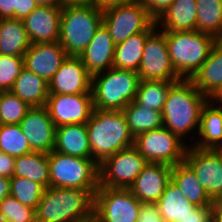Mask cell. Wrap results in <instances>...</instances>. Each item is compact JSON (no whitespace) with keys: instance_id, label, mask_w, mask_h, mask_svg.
Instances as JSON below:
<instances>
[{"instance_id":"6da1fadb","label":"cell","mask_w":222,"mask_h":222,"mask_svg":"<svg viewBox=\"0 0 222 222\" xmlns=\"http://www.w3.org/2000/svg\"><path fill=\"white\" fill-rule=\"evenodd\" d=\"M208 98L189 79L175 82L169 89L162 111L163 126L185 142L188 134H198L202 107ZM194 129V130H193Z\"/></svg>"},{"instance_id":"7a4b0ae2","label":"cell","mask_w":222,"mask_h":222,"mask_svg":"<svg viewBox=\"0 0 222 222\" xmlns=\"http://www.w3.org/2000/svg\"><path fill=\"white\" fill-rule=\"evenodd\" d=\"M36 222H93L94 195L87 189L45 188Z\"/></svg>"},{"instance_id":"3957f363","label":"cell","mask_w":222,"mask_h":222,"mask_svg":"<svg viewBox=\"0 0 222 222\" xmlns=\"http://www.w3.org/2000/svg\"><path fill=\"white\" fill-rule=\"evenodd\" d=\"M91 159L100 165L107 157L134 146L122 111L94 109L86 123Z\"/></svg>"},{"instance_id":"277c9868","label":"cell","mask_w":222,"mask_h":222,"mask_svg":"<svg viewBox=\"0 0 222 222\" xmlns=\"http://www.w3.org/2000/svg\"><path fill=\"white\" fill-rule=\"evenodd\" d=\"M140 83L136 71L110 68L92 75L94 109L122 111L134 101Z\"/></svg>"},{"instance_id":"5b68a950","label":"cell","mask_w":222,"mask_h":222,"mask_svg":"<svg viewBox=\"0 0 222 222\" xmlns=\"http://www.w3.org/2000/svg\"><path fill=\"white\" fill-rule=\"evenodd\" d=\"M103 23V11L93 4L62 6L59 42L68 56H79Z\"/></svg>"},{"instance_id":"8992f818","label":"cell","mask_w":222,"mask_h":222,"mask_svg":"<svg viewBox=\"0 0 222 222\" xmlns=\"http://www.w3.org/2000/svg\"><path fill=\"white\" fill-rule=\"evenodd\" d=\"M165 37L174 70L181 79H190L195 74L218 41L197 30L165 32Z\"/></svg>"},{"instance_id":"52a82bcc","label":"cell","mask_w":222,"mask_h":222,"mask_svg":"<svg viewBox=\"0 0 222 222\" xmlns=\"http://www.w3.org/2000/svg\"><path fill=\"white\" fill-rule=\"evenodd\" d=\"M50 187L87 189L93 195L99 188V165L92 159L48 153Z\"/></svg>"},{"instance_id":"ba28073f","label":"cell","mask_w":222,"mask_h":222,"mask_svg":"<svg viewBox=\"0 0 222 222\" xmlns=\"http://www.w3.org/2000/svg\"><path fill=\"white\" fill-rule=\"evenodd\" d=\"M103 24L115 45L132 35L153 32L157 28L155 19L138 0L104 10Z\"/></svg>"},{"instance_id":"9c48e42d","label":"cell","mask_w":222,"mask_h":222,"mask_svg":"<svg viewBox=\"0 0 222 222\" xmlns=\"http://www.w3.org/2000/svg\"><path fill=\"white\" fill-rule=\"evenodd\" d=\"M187 144L164 126L134 138V147L148 163H162L172 167L184 162Z\"/></svg>"},{"instance_id":"30bf717a","label":"cell","mask_w":222,"mask_h":222,"mask_svg":"<svg viewBox=\"0 0 222 222\" xmlns=\"http://www.w3.org/2000/svg\"><path fill=\"white\" fill-rule=\"evenodd\" d=\"M141 204L129 189L99 187L93 222H138Z\"/></svg>"},{"instance_id":"8fae6325","label":"cell","mask_w":222,"mask_h":222,"mask_svg":"<svg viewBox=\"0 0 222 222\" xmlns=\"http://www.w3.org/2000/svg\"><path fill=\"white\" fill-rule=\"evenodd\" d=\"M147 164L134 146L120 150L99 165V187L129 189Z\"/></svg>"},{"instance_id":"7c38bea8","label":"cell","mask_w":222,"mask_h":222,"mask_svg":"<svg viewBox=\"0 0 222 222\" xmlns=\"http://www.w3.org/2000/svg\"><path fill=\"white\" fill-rule=\"evenodd\" d=\"M137 74L147 81L181 80L169 56L165 31L156 28L147 37Z\"/></svg>"},{"instance_id":"4fadbf2b","label":"cell","mask_w":222,"mask_h":222,"mask_svg":"<svg viewBox=\"0 0 222 222\" xmlns=\"http://www.w3.org/2000/svg\"><path fill=\"white\" fill-rule=\"evenodd\" d=\"M184 162L193 170L209 197L222 202V149H197L188 145Z\"/></svg>"},{"instance_id":"5bb4252c","label":"cell","mask_w":222,"mask_h":222,"mask_svg":"<svg viewBox=\"0 0 222 222\" xmlns=\"http://www.w3.org/2000/svg\"><path fill=\"white\" fill-rule=\"evenodd\" d=\"M56 127L86 124L93 113L92 94H49L45 105Z\"/></svg>"},{"instance_id":"9a60e30c","label":"cell","mask_w":222,"mask_h":222,"mask_svg":"<svg viewBox=\"0 0 222 222\" xmlns=\"http://www.w3.org/2000/svg\"><path fill=\"white\" fill-rule=\"evenodd\" d=\"M19 125L32 152L48 154L54 150L56 126L45 106L32 107Z\"/></svg>"},{"instance_id":"2e32d148","label":"cell","mask_w":222,"mask_h":222,"mask_svg":"<svg viewBox=\"0 0 222 222\" xmlns=\"http://www.w3.org/2000/svg\"><path fill=\"white\" fill-rule=\"evenodd\" d=\"M92 75L78 56H67L49 81V94H92Z\"/></svg>"},{"instance_id":"e0dca14e","label":"cell","mask_w":222,"mask_h":222,"mask_svg":"<svg viewBox=\"0 0 222 222\" xmlns=\"http://www.w3.org/2000/svg\"><path fill=\"white\" fill-rule=\"evenodd\" d=\"M67 56L59 41L33 43L23 55V64L49 83Z\"/></svg>"},{"instance_id":"ac0fdd59","label":"cell","mask_w":222,"mask_h":222,"mask_svg":"<svg viewBox=\"0 0 222 222\" xmlns=\"http://www.w3.org/2000/svg\"><path fill=\"white\" fill-rule=\"evenodd\" d=\"M172 166L148 163L136 177L129 191L141 203H156L171 181Z\"/></svg>"},{"instance_id":"d6986e66","label":"cell","mask_w":222,"mask_h":222,"mask_svg":"<svg viewBox=\"0 0 222 222\" xmlns=\"http://www.w3.org/2000/svg\"><path fill=\"white\" fill-rule=\"evenodd\" d=\"M61 9V6L41 5L22 20L31 44L59 40Z\"/></svg>"},{"instance_id":"ffe728a7","label":"cell","mask_w":222,"mask_h":222,"mask_svg":"<svg viewBox=\"0 0 222 222\" xmlns=\"http://www.w3.org/2000/svg\"><path fill=\"white\" fill-rule=\"evenodd\" d=\"M115 44L102 23L87 47L78 56L87 71L94 75L113 67Z\"/></svg>"},{"instance_id":"44dd1931","label":"cell","mask_w":222,"mask_h":222,"mask_svg":"<svg viewBox=\"0 0 222 222\" xmlns=\"http://www.w3.org/2000/svg\"><path fill=\"white\" fill-rule=\"evenodd\" d=\"M196 0H174L156 19V27L165 32L194 31L197 28Z\"/></svg>"},{"instance_id":"7402d4cb","label":"cell","mask_w":222,"mask_h":222,"mask_svg":"<svg viewBox=\"0 0 222 222\" xmlns=\"http://www.w3.org/2000/svg\"><path fill=\"white\" fill-rule=\"evenodd\" d=\"M198 137L192 139L196 142L190 145L197 149H222V108L212 105L209 101L202 107Z\"/></svg>"},{"instance_id":"603a6c76","label":"cell","mask_w":222,"mask_h":222,"mask_svg":"<svg viewBox=\"0 0 222 222\" xmlns=\"http://www.w3.org/2000/svg\"><path fill=\"white\" fill-rule=\"evenodd\" d=\"M54 151L91 159L86 124H67L56 127Z\"/></svg>"},{"instance_id":"cb8c5ba5","label":"cell","mask_w":222,"mask_h":222,"mask_svg":"<svg viewBox=\"0 0 222 222\" xmlns=\"http://www.w3.org/2000/svg\"><path fill=\"white\" fill-rule=\"evenodd\" d=\"M207 98L222 84V43L217 41L208 58L189 79Z\"/></svg>"},{"instance_id":"d4e9b609","label":"cell","mask_w":222,"mask_h":222,"mask_svg":"<svg viewBox=\"0 0 222 222\" xmlns=\"http://www.w3.org/2000/svg\"><path fill=\"white\" fill-rule=\"evenodd\" d=\"M10 91L31 107H43L49 96V83L23 67Z\"/></svg>"},{"instance_id":"484cf974","label":"cell","mask_w":222,"mask_h":222,"mask_svg":"<svg viewBox=\"0 0 222 222\" xmlns=\"http://www.w3.org/2000/svg\"><path fill=\"white\" fill-rule=\"evenodd\" d=\"M171 180L182 191L183 196L195 206H214L215 202L209 197L193 170L185 162L172 167Z\"/></svg>"},{"instance_id":"4316f807","label":"cell","mask_w":222,"mask_h":222,"mask_svg":"<svg viewBox=\"0 0 222 222\" xmlns=\"http://www.w3.org/2000/svg\"><path fill=\"white\" fill-rule=\"evenodd\" d=\"M30 45L22 20L0 19V55L23 57Z\"/></svg>"},{"instance_id":"83f0119b","label":"cell","mask_w":222,"mask_h":222,"mask_svg":"<svg viewBox=\"0 0 222 222\" xmlns=\"http://www.w3.org/2000/svg\"><path fill=\"white\" fill-rule=\"evenodd\" d=\"M156 205L160 216L166 222H178L197 207L183 196L182 191L172 180L167 184Z\"/></svg>"},{"instance_id":"f1b7e54d","label":"cell","mask_w":222,"mask_h":222,"mask_svg":"<svg viewBox=\"0 0 222 222\" xmlns=\"http://www.w3.org/2000/svg\"><path fill=\"white\" fill-rule=\"evenodd\" d=\"M152 32H141L115 45L113 67L138 71L146 39Z\"/></svg>"},{"instance_id":"f546056e","label":"cell","mask_w":222,"mask_h":222,"mask_svg":"<svg viewBox=\"0 0 222 222\" xmlns=\"http://www.w3.org/2000/svg\"><path fill=\"white\" fill-rule=\"evenodd\" d=\"M13 176H20L50 187L48 154L31 152L15 158Z\"/></svg>"},{"instance_id":"4dcf8cb0","label":"cell","mask_w":222,"mask_h":222,"mask_svg":"<svg viewBox=\"0 0 222 222\" xmlns=\"http://www.w3.org/2000/svg\"><path fill=\"white\" fill-rule=\"evenodd\" d=\"M122 112L134 138L143 132L159 129L164 124L162 112L143 108L134 101L129 103Z\"/></svg>"},{"instance_id":"1f68e13d","label":"cell","mask_w":222,"mask_h":222,"mask_svg":"<svg viewBox=\"0 0 222 222\" xmlns=\"http://www.w3.org/2000/svg\"><path fill=\"white\" fill-rule=\"evenodd\" d=\"M175 82L140 80L134 102L143 108L162 112L169 89Z\"/></svg>"},{"instance_id":"d6a6232c","label":"cell","mask_w":222,"mask_h":222,"mask_svg":"<svg viewBox=\"0 0 222 222\" xmlns=\"http://www.w3.org/2000/svg\"><path fill=\"white\" fill-rule=\"evenodd\" d=\"M196 30L219 40L222 35V0H196Z\"/></svg>"},{"instance_id":"836d02e7","label":"cell","mask_w":222,"mask_h":222,"mask_svg":"<svg viewBox=\"0 0 222 222\" xmlns=\"http://www.w3.org/2000/svg\"><path fill=\"white\" fill-rule=\"evenodd\" d=\"M10 187V196L35 210L45 191L40 183L20 176L10 178Z\"/></svg>"},{"instance_id":"e575fe53","label":"cell","mask_w":222,"mask_h":222,"mask_svg":"<svg viewBox=\"0 0 222 222\" xmlns=\"http://www.w3.org/2000/svg\"><path fill=\"white\" fill-rule=\"evenodd\" d=\"M0 151L15 158L32 152L19 124L0 125Z\"/></svg>"},{"instance_id":"d590c367","label":"cell","mask_w":222,"mask_h":222,"mask_svg":"<svg viewBox=\"0 0 222 222\" xmlns=\"http://www.w3.org/2000/svg\"><path fill=\"white\" fill-rule=\"evenodd\" d=\"M31 108L11 91H1L0 125L19 124Z\"/></svg>"},{"instance_id":"8d00e7d4","label":"cell","mask_w":222,"mask_h":222,"mask_svg":"<svg viewBox=\"0 0 222 222\" xmlns=\"http://www.w3.org/2000/svg\"><path fill=\"white\" fill-rule=\"evenodd\" d=\"M0 218L5 222H36V213L35 209L8 196L0 201Z\"/></svg>"},{"instance_id":"74e56055","label":"cell","mask_w":222,"mask_h":222,"mask_svg":"<svg viewBox=\"0 0 222 222\" xmlns=\"http://www.w3.org/2000/svg\"><path fill=\"white\" fill-rule=\"evenodd\" d=\"M23 67V57L0 55V91H10Z\"/></svg>"},{"instance_id":"f35d334b","label":"cell","mask_w":222,"mask_h":222,"mask_svg":"<svg viewBox=\"0 0 222 222\" xmlns=\"http://www.w3.org/2000/svg\"><path fill=\"white\" fill-rule=\"evenodd\" d=\"M138 222H166L159 214L156 203H142Z\"/></svg>"},{"instance_id":"ab89813d","label":"cell","mask_w":222,"mask_h":222,"mask_svg":"<svg viewBox=\"0 0 222 222\" xmlns=\"http://www.w3.org/2000/svg\"><path fill=\"white\" fill-rule=\"evenodd\" d=\"M213 206L196 207L190 214L179 219L178 222H209L212 218Z\"/></svg>"},{"instance_id":"60d3db41","label":"cell","mask_w":222,"mask_h":222,"mask_svg":"<svg viewBox=\"0 0 222 222\" xmlns=\"http://www.w3.org/2000/svg\"><path fill=\"white\" fill-rule=\"evenodd\" d=\"M156 19L163 11H165L174 0H138Z\"/></svg>"},{"instance_id":"b9f144b4","label":"cell","mask_w":222,"mask_h":222,"mask_svg":"<svg viewBox=\"0 0 222 222\" xmlns=\"http://www.w3.org/2000/svg\"><path fill=\"white\" fill-rule=\"evenodd\" d=\"M38 6L35 0H16L15 19L23 20Z\"/></svg>"},{"instance_id":"7bdbcfd3","label":"cell","mask_w":222,"mask_h":222,"mask_svg":"<svg viewBox=\"0 0 222 222\" xmlns=\"http://www.w3.org/2000/svg\"><path fill=\"white\" fill-rule=\"evenodd\" d=\"M15 167V157L0 151V176L11 178L13 177Z\"/></svg>"},{"instance_id":"ee69618b","label":"cell","mask_w":222,"mask_h":222,"mask_svg":"<svg viewBox=\"0 0 222 222\" xmlns=\"http://www.w3.org/2000/svg\"><path fill=\"white\" fill-rule=\"evenodd\" d=\"M16 0H0V19L15 18Z\"/></svg>"},{"instance_id":"f6af8a7d","label":"cell","mask_w":222,"mask_h":222,"mask_svg":"<svg viewBox=\"0 0 222 222\" xmlns=\"http://www.w3.org/2000/svg\"><path fill=\"white\" fill-rule=\"evenodd\" d=\"M131 1L133 0H90V3L93 4L97 9L104 11Z\"/></svg>"},{"instance_id":"bcb514c9","label":"cell","mask_w":222,"mask_h":222,"mask_svg":"<svg viewBox=\"0 0 222 222\" xmlns=\"http://www.w3.org/2000/svg\"><path fill=\"white\" fill-rule=\"evenodd\" d=\"M10 179L0 176V201L10 196Z\"/></svg>"},{"instance_id":"7dc6e473","label":"cell","mask_w":222,"mask_h":222,"mask_svg":"<svg viewBox=\"0 0 222 222\" xmlns=\"http://www.w3.org/2000/svg\"><path fill=\"white\" fill-rule=\"evenodd\" d=\"M208 101L212 105L222 108V84L208 97Z\"/></svg>"},{"instance_id":"c3c4849f","label":"cell","mask_w":222,"mask_h":222,"mask_svg":"<svg viewBox=\"0 0 222 222\" xmlns=\"http://www.w3.org/2000/svg\"><path fill=\"white\" fill-rule=\"evenodd\" d=\"M212 217L217 222H222V202H215V204L213 206Z\"/></svg>"},{"instance_id":"681fc988","label":"cell","mask_w":222,"mask_h":222,"mask_svg":"<svg viewBox=\"0 0 222 222\" xmlns=\"http://www.w3.org/2000/svg\"><path fill=\"white\" fill-rule=\"evenodd\" d=\"M90 3V0H58V6L83 5Z\"/></svg>"},{"instance_id":"f907efd6","label":"cell","mask_w":222,"mask_h":222,"mask_svg":"<svg viewBox=\"0 0 222 222\" xmlns=\"http://www.w3.org/2000/svg\"><path fill=\"white\" fill-rule=\"evenodd\" d=\"M39 6H58V0H35Z\"/></svg>"},{"instance_id":"816d5d0a","label":"cell","mask_w":222,"mask_h":222,"mask_svg":"<svg viewBox=\"0 0 222 222\" xmlns=\"http://www.w3.org/2000/svg\"><path fill=\"white\" fill-rule=\"evenodd\" d=\"M209 222H217L213 217L209 220Z\"/></svg>"},{"instance_id":"f5cc1de1","label":"cell","mask_w":222,"mask_h":222,"mask_svg":"<svg viewBox=\"0 0 222 222\" xmlns=\"http://www.w3.org/2000/svg\"><path fill=\"white\" fill-rule=\"evenodd\" d=\"M218 41L222 43V35H221V37H220V39Z\"/></svg>"}]
</instances>
